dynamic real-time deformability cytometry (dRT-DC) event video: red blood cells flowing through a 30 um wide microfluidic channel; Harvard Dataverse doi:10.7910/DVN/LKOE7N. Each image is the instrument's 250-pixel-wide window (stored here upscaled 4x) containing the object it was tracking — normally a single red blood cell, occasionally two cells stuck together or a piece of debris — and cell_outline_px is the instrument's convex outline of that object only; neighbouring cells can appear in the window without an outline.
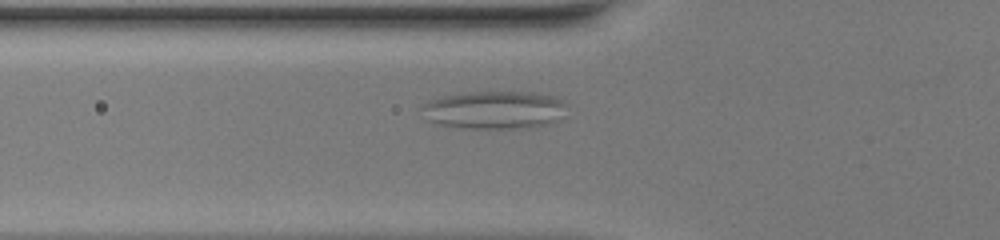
{"species": "common noctule bat (a hibernating species)", "species_latin": "Nyctalus noctula", "temperature_condition": "warm", "stored_images_in_passage": 33, "camera_frame_rate_fps": 3000, "um_per_image_px": 0.085, "animal": {"sex": "female", "body_mass_g": 20.0, "forearm_length_mm": 54.0}, "frame": {"image": 1, "passage_image": 5, "time_ms": 1.333, "image_size_px": [1000, 240], "cell_outline_px": [[564, 104], [560, 120], [528, 128], [464, 128], [436, 124], [420, 108], [420, 104], [428, 100], [460, 92], [536, 92], [556, 96], [564, 100]], "centroid_in_image_um": [42.01, 9.33], "position_along_channel_um": 83.8, "area_um2": 32.14}}
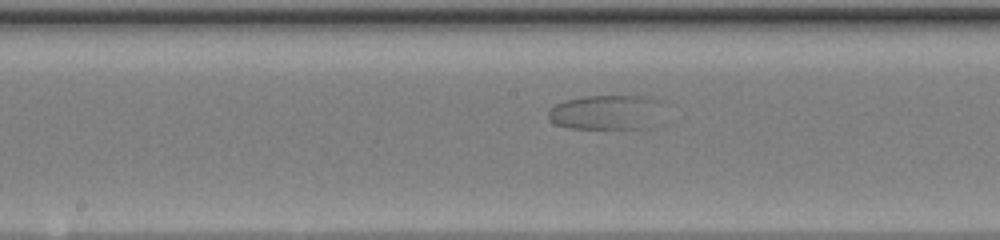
{"frame": {"image": 2, "passage_image": 14, "time_ms": 4.333, "image_size_px": [1000, 240], "cell_outline_px": [[660, 100], [636, 128], [568, 128], [556, 124], [548, 120], [548, 112], [556, 104], [564, 100], [584, 96], [644, 96]], "centroid_in_image_um": [51.18, 9.5], "position_along_channel_um": 197.0, "area_um2": 21.39}}
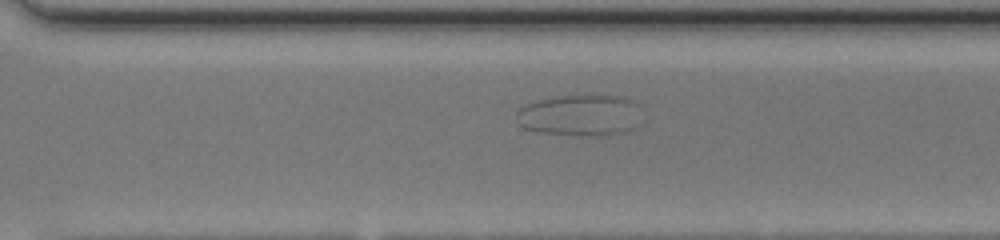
{"frame": {"image": 3, "passage_image": 24, "time_ms": 7.667, "image_size_px": [1000, 240], "cell_outline_px": [[636, 104], [632, 128], [624, 132], [608, 136], [580, 136], [540, 132], [524, 128], [520, 124], [516, 116], [516, 112], [520, 108], [528, 104], [540, 100], [560, 96], [624, 96], [632, 100]], "centroid_in_image_um": [49.23, 9.82], "position_along_channel_um": 321.4, "area_um2": 29.42}}